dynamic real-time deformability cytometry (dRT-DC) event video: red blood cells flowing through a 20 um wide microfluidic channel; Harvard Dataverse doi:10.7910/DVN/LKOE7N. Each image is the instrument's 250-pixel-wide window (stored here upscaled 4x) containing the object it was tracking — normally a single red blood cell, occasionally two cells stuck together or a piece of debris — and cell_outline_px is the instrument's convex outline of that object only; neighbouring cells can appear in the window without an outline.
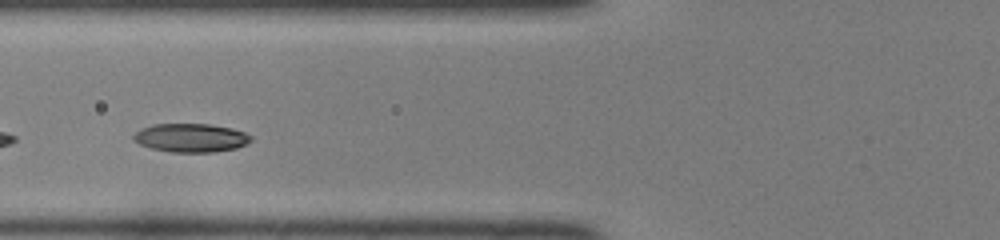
{"species": "common noctule bat (a hibernating species)", "species_latin": "Nyctalus noctula", "temperature_condition": "room temperature", "stored_images_in_passage": 10, "camera_frame_rate_fps": 3000, "um_per_image_px": 0.085, "animal": {"sex": "female", "body_mass_g": 22.0, "forearm_length_mm": 56.7}, "frame": {"image": 1, "passage_image": 6, "time_ms": 1.667, "image_size_px": [1000, 240], "cell_outline_px": [[252, 140], [248, 144], [236, 148], [216, 152], [172, 152], [152, 148], [140, 144], [132, 140], [132, 136], [140, 128], [152, 124], [208, 124], [232, 128], [244, 132], [252, 136]], "centroid_in_image_um": [16.23, 11.71], "position_along_channel_um": 109.6, "area_um2": 19.71}}